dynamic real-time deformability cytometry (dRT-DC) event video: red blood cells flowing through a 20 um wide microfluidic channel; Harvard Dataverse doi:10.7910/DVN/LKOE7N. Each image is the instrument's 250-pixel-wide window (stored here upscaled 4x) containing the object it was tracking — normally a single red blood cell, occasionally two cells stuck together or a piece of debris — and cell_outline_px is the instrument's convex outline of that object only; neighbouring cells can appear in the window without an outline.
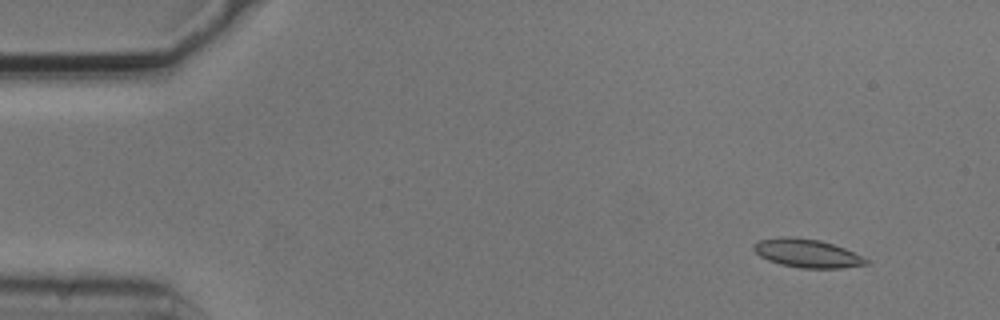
{"species": "common noctule bat (a hibernating species)", "species_latin": "Nyctalus noctula", "temperature_condition": "cold", "stored_images_in_passage": 4, "camera_frame_rate_fps": 3000, "um_per_image_px": 0.085, "animal": {"sex": "male", "body_mass_g": 20.5, "forearm_length_mm": 52.5}, "frame": {"image": 1, "passage_image": 1, "time_ms": 0.0, "image_size_px": [1000, 320], "cell_outline_px": [[872, 260], [868, 264], [840, 268], [800, 268], [780, 264], [768, 260], [760, 256], [752, 248], [752, 244], [760, 240], [780, 236], [796, 236], [820, 240], [844, 248]], "centroid_in_image_um": [68.6, 21.52], "position_along_channel_um": 16.4, "area_um2": 18.84}}
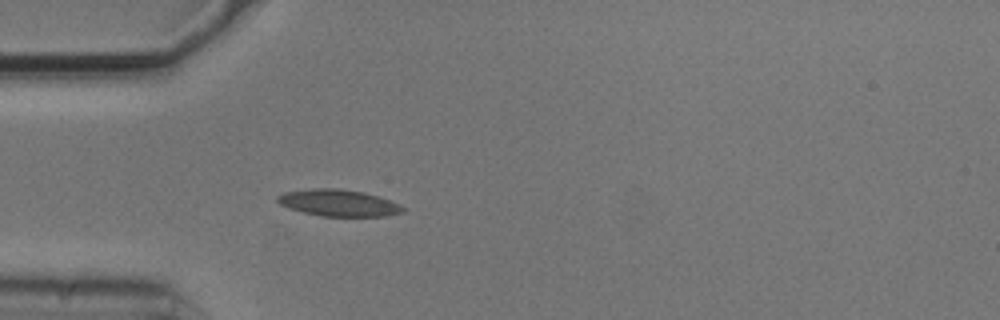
{"frame": {"image": 2, "passage_image": 4, "time_ms": 1.0, "image_size_px": [1000, 320], "cell_outline_px": [[404, 212], [384, 216], [320, 216], [288, 208], [280, 204], [276, 200], [276, 196], [284, 192], [312, 188], [340, 188], [364, 192], [400, 204], [404, 208]], "centroid_in_image_um": [28.74, 17.24], "position_along_channel_um": 56.3, "area_um2": 19.48}}